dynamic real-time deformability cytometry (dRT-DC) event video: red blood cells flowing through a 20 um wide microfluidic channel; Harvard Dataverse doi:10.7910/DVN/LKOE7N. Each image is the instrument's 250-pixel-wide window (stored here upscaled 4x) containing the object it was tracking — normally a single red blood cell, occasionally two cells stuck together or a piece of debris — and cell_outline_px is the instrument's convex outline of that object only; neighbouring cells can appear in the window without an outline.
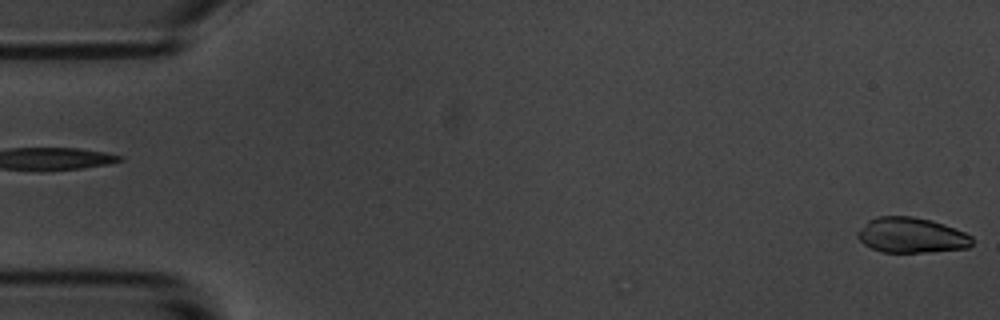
{"species": "common noctule bat (a hibernating species)", "species_latin": "Nyctalus noctula", "temperature_condition": "room temperature", "stored_images_in_passage": 4, "camera_frame_rate_fps": 3000, "um_per_image_px": 0.085, "animal": {"sex": "male", "body_mass_g": 20.1, "forearm_length_mm": 53.5}, "frame": {"image": 1, "passage_image": 1, "time_ms": 0.0, "image_size_px": [1000, 320], "cell_outline_px": [[972, 244], [968, 248], [924, 252], [880, 252], [864, 244], [856, 236], [856, 232], [868, 220], [876, 216], [912, 216], [932, 220], [944, 224], [964, 232], [972, 236]], "centroid_in_image_um": [77.44, 19.99], "position_along_channel_um": 7.6, "area_um2": 23.64}}